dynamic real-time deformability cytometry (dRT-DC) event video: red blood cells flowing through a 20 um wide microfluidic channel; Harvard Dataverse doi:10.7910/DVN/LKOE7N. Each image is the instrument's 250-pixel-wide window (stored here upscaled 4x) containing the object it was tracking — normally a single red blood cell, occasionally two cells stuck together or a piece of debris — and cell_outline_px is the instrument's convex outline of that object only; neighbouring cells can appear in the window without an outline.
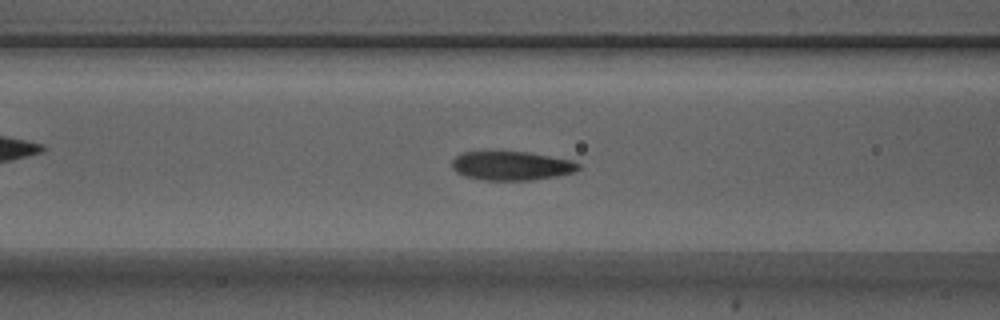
{"species": "Egyptian fruit bat (a non-hibernating species)", "species_latin": "Rousettus aegyptiacus", "temperature_condition": "warm", "stored_images_in_passage": 53, "camera_frame_rate_fps": 3000, "um_per_image_px": 0.085, "animal": {"sex": "male"}, "frame": {"image": 1, "passage_image": 21, "time_ms": 6.667, "image_size_px": [1000, 320], "cell_outline_px": [[580, 168], [576, 172], [556, 176], [532, 180], [484, 180], [464, 176], [456, 172], [452, 168], [452, 160], [456, 156], [464, 152], [488, 148], [528, 152], [572, 160], [580, 164]], "centroid_in_image_um": [43.43, 14.04], "position_along_channel_um": 123.2, "area_um2": 22.25}}
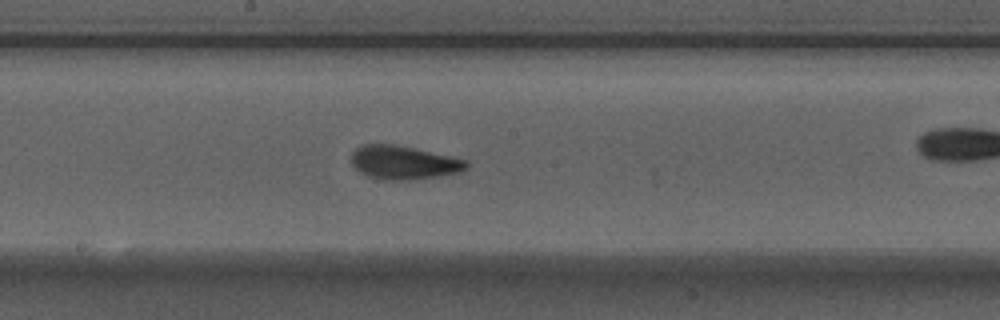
{"frame": {"image": 2, "passage_image": 28, "time_ms": 9.0, "image_size_px": [1000, 320], "cell_outline_px": [[468, 168], [460, 172], [440, 176], [416, 180], [380, 180], [368, 176], [360, 172], [352, 164], [352, 152], [356, 148], [364, 144], [392, 144], [452, 156], [468, 160]], "centroid_in_image_um": [34.34, 13.83], "position_along_channel_um": 213.9, "area_um2": 22.66}}
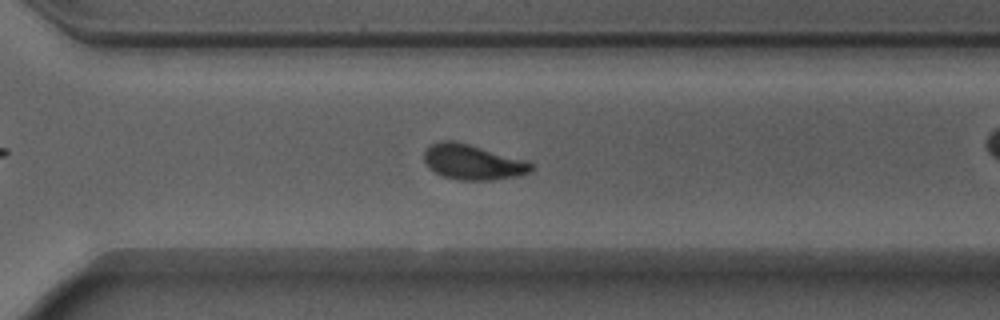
{"frame": {"image": 3, "passage_image": 37, "time_ms": 12.0, "image_size_px": [1000, 320], "cell_outline_px": [[536, 168], [532, 172], [516, 176], [492, 180], [460, 180], [444, 176], [428, 168], [424, 160], [424, 152], [432, 144], [440, 140], [452, 140], [468, 144], [528, 160], [536, 164]], "centroid_in_image_um": [40.25, 13.78], "position_along_channel_um": 330.4, "area_um2": 22.14}, "authors_computed_cell_mechanics": {"area_um2": 21.7328, "velocity_mm_per_s": 3.8856, "shape_relaxation_time_tau1_ms": 3.2399, "shape_relaxation_time_tau2_ms": 1.3305, "deformation_change_tau1": 0.1372, "deformation_change_tau2": 0.0591}}